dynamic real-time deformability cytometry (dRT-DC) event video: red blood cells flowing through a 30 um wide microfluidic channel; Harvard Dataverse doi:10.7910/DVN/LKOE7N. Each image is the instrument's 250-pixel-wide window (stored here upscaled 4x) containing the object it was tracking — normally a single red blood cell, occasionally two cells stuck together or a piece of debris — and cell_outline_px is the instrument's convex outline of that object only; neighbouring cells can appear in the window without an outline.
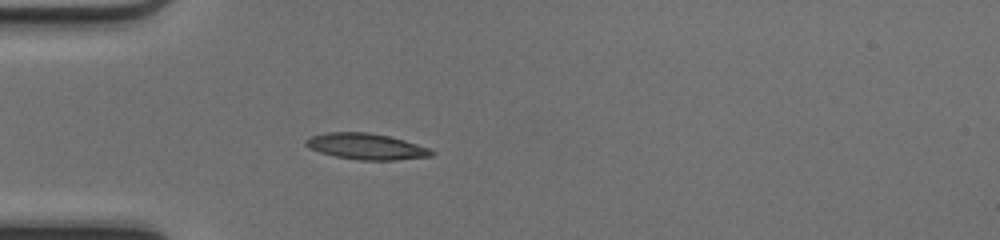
{"species": "common noctule bat (a hibernating species)", "species_latin": "Nyctalus noctula", "temperature_condition": "cold", "stored_images_in_passage": 35, "camera_frame_rate_fps": 3000, "um_per_image_px": 0.085, "animal": {"sex": "female", "body_mass_g": 17.0, "forearm_length_mm": 48.0}, "frame": {"image": 1, "passage_image": 1, "time_ms": 0.0, "image_size_px": [1000, 240], "cell_outline_px": [[436, 152], [432, 156], [396, 160], [360, 160], [336, 156], [320, 152], [308, 148], [304, 144], [304, 140], [312, 136], [328, 132], [368, 132], [388, 136], [404, 140], [428, 148]], "centroid_in_image_um": [31.12, 12.45], "position_along_channel_um": 53.9, "area_um2": 19.02}}
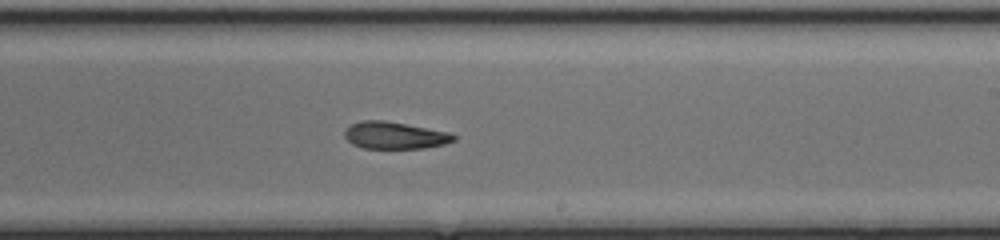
{"frame": {"image": 2, "passage_image": 16, "time_ms": 5.0, "image_size_px": [1000, 240], "cell_outline_px": [[456, 140], [444, 144], [424, 148], [364, 148], [352, 144], [344, 136], [344, 128], [348, 124], [360, 120], [384, 120], [452, 132], [456, 136]], "centroid_in_image_um": [33.54, 11.49], "position_along_channel_um": 255.5, "area_um2": 17.51}}
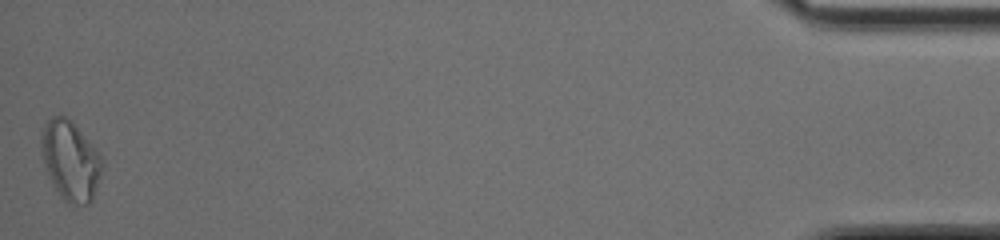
{"frame": {"image": 3, "passage_image": 35, "time_ms": 11.333, "image_size_px": [1000, 240], "cell_outline_px": [[104, 164], [92, 200], [88, 204], [68, 204], [64, 200], [56, 188], [48, 172], [44, 160], [40, 140], [44, 128], [48, 120], [52, 116], [64, 116], [72, 120], [100, 156]], "centroid_in_image_um": [6.01, 13.65], "position_along_channel_um": 429.2, "area_um2": 27.4}, "authors_computed_cell_mechanics": {"area_um2": 18.4382, "velocity_mm_per_s": 4.2184, "shape_relaxation_time_tau1_ms": 5.0836, "shape_relaxation_time_tau2_ms": 2.3346, "deformation_change_tau1": 0.1641, "deformation_change_tau2": 0.0839}}